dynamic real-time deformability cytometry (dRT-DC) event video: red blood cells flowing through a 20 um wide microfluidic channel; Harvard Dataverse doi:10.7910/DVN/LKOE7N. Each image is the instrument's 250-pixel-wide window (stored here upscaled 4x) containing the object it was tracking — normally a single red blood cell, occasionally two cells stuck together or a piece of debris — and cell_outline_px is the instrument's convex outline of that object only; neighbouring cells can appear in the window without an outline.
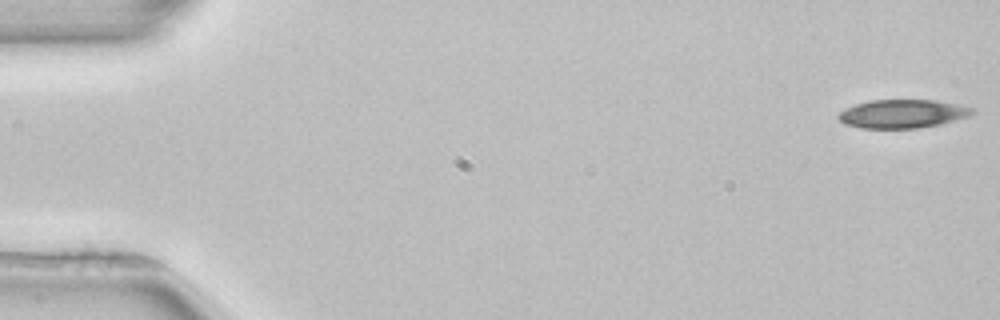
{"species": "common noctule bat (a hibernating species)", "species_latin": "Nyctalus noctula", "temperature_condition": "room temperature", "stored_images_in_passage": 12, "camera_frame_rate_fps": 3000, "um_per_image_px": 0.085, "animal": {"sex": "female", "body_mass_g": 22.7, "forearm_length_mm": 54.2}, "frame": {"image": 1, "passage_image": 1, "time_ms": 0.0, "image_size_px": [1000, 320], "cell_outline_px": [[976, 112], [968, 116], [940, 124], [920, 128], [860, 128], [844, 124], [836, 116], [840, 112], [856, 104], [868, 100], [936, 100], [976, 108]], "centroid_in_image_um": [76.73, 9.67], "position_along_channel_um": 8.3, "area_um2": 22.25}}